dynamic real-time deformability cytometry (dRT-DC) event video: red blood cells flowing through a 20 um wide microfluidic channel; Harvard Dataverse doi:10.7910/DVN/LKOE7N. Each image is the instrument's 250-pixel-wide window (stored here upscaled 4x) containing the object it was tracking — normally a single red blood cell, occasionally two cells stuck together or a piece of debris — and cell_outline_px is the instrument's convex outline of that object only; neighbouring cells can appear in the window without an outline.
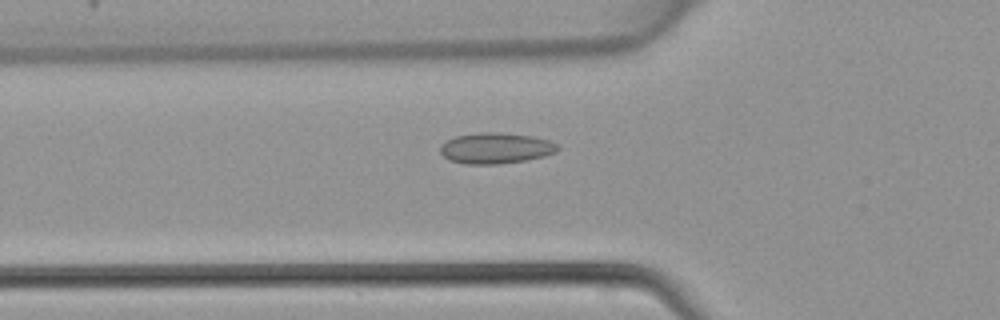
{"species": "common noctule bat (a hibernating species)", "species_latin": "Nyctalus noctula", "temperature_condition": "warm", "stored_images_in_passage": 45, "camera_frame_rate_fps": 3000, "um_per_image_px": 0.085, "animal": {"sex": "female", "body_mass_g": 22.7, "forearm_length_mm": 54.2}, "frame": {"image": 1, "passage_image": 16, "time_ms": 5.0, "image_size_px": [1000, 320], "cell_outline_px": [[560, 148], [556, 152], [544, 156], [528, 160], [500, 164], [464, 164], [448, 160], [440, 152], [440, 144], [456, 136], [480, 132], [500, 132], [532, 136], [548, 140], [560, 144]], "centroid_in_image_um": [42.15, 12.6], "position_along_channel_um": 83.6, "area_um2": 21.39}}
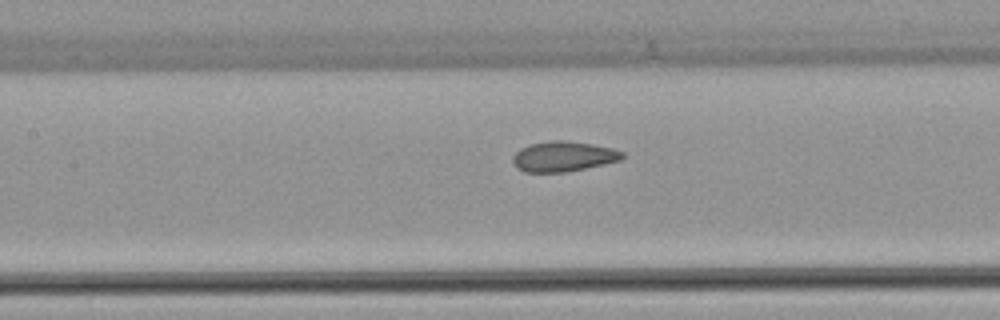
{"frame": {"image": 2, "passage_image": 21, "time_ms": 6.667, "image_size_px": [1000, 320], "cell_outline_px": [[624, 156], [620, 160], [604, 164], [564, 172], [524, 172], [516, 168], [512, 160], [512, 156], [520, 148], [528, 144], [552, 140], [564, 140], [592, 144], [612, 148], [624, 152]], "centroid_in_image_um": [47.85, 13.29], "position_along_channel_um": 159.6, "area_um2": 19.31}}
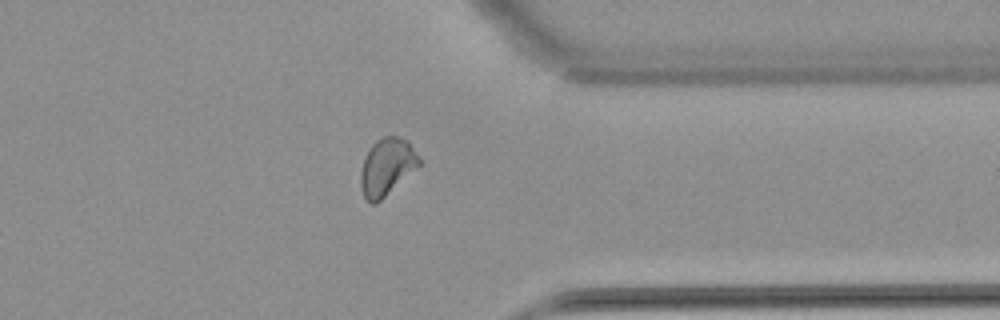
{"frame": {"image": 3, "passage_image": 36, "time_ms": 11.667, "image_size_px": [1000, 320], "cell_outline_px": [[420, 164], [376, 204], [372, 204], [364, 196], [360, 188], [360, 172], [364, 160], [372, 144], [376, 140], [384, 136], [400, 136], [408, 140], [420, 160]], "centroid_in_image_um": [32.86, 14.16], "position_along_channel_um": 378.5, "area_um2": 19.13}}